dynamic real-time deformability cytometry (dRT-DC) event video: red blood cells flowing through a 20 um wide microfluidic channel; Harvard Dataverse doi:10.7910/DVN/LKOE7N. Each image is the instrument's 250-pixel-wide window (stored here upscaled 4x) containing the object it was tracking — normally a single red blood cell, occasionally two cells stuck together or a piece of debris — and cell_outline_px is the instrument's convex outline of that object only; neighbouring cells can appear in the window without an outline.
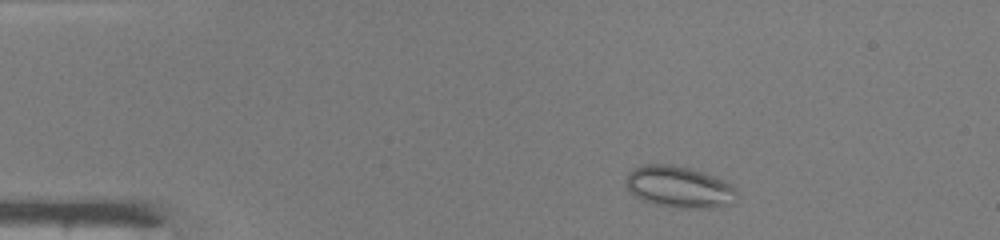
{"species": "common noctule bat (a hibernating species)", "species_latin": "Nyctalus noctula", "temperature_condition": "warm", "stored_images_in_passage": 44, "camera_frame_rate_fps": 3000, "um_per_image_px": 0.085, "animal": {"sex": "male", "body_mass_g": 19.0, "forearm_length_mm": 50.8}, "frame": {"image": 1, "passage_image": 4, "time_ms": 1.0, "image_size_px": [1000, 240], "cell_outline_px": [[736, 204], [716, 208], [680, 208], [656, 204], [644, 200], [636, 196], [624, 184], [628, 172], [632, 168], [648, 164], [672, 164], [692, 168], [724, 180], [732, 184], [736, 188]], "centroid_in_image_um": [57.77, 15.89], "position_along_channel_um": 27.2, "area_um2": 27.22}}
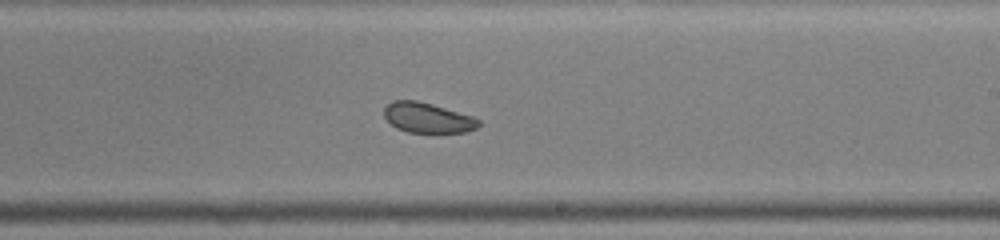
{"frame": {"image": 2, "passage_image": 25, "time_ms": 8.0, "image_size_px": [1000, 240], "cell_outline_px": [[480, 124], [476, 128], [464, 132], [408, 132], [396, 128], [384, 116], [384, 108], [392, 100], [416, 100], [432, 104], [472, 116], [480, 120]], "centroid_in_image_um": [36.33, 10.0], "position_along_channel_um": 252.7, "area_um2": 16.42}}
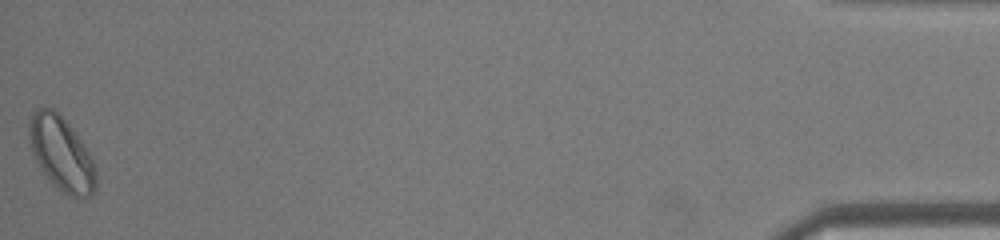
{"frame": {"image": 3, "passage_image": 44, "time_ms": 14.333, "image_size_px": [1000, 240], "cell_outline_px": [[96, 188], [92, 196], [72, 196], [64, 192], [44, 172], [36, 160], [32, 152], [28, 136], [28, 124], [32, 112], [40, 108], [52, 108], [68, 124], [88, 152], [92, 160], [96, 172]], "centroid_in_image_um": [5.21, 13.04], "position_along_channel_um": 430.0, "area_um2": 27.86}, "authors_computed_cell_mechanics": {"area_um2": 21.0392, "velocity_mm_per_s": 4.2084, "shape_relaxation_time_tau1_ms": null, "shape_relaxation_time_tau2_ms": 2.5348, "deformation_change_tau1": null, "deformation_change_tau2": 0.0735}}